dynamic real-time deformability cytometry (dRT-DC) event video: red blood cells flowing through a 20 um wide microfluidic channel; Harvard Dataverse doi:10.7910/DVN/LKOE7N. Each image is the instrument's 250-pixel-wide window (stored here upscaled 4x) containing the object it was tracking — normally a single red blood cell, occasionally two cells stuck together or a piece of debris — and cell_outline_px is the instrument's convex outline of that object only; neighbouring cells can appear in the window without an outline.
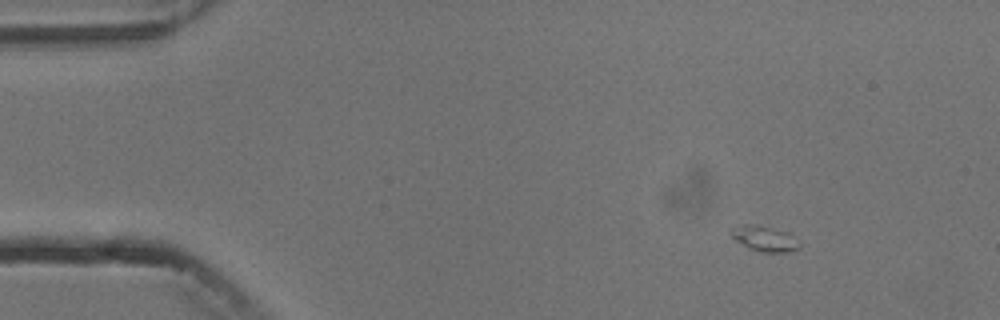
{"species": "common noctule bat (a hibernating species)", "species_latin": "Nyctalus noctula", "temperature_condition": "cold", "stored_images_in_passage": 5, "camera_frame_rate_fps": 3000, "um_per_image_px": 0.085, "animal": {"sex": "male", "body_mass_g": 13.3}, "frame": {"image": 1, "passage_image": 2, "time_ms": 1.333, "image_size_px": [1000, 320], "cell_outline_px": [[800, 248], [788, 252], [760, 252], [748, 248], [736, 240], [728, 232], [728, 228], [744, 224], [756, 224], [788, 232], [800, 244]], "centroid_in_image_um": [64.94, 20.27], "position_along_channel_um": 20.1, "area_um2": 10.23}}